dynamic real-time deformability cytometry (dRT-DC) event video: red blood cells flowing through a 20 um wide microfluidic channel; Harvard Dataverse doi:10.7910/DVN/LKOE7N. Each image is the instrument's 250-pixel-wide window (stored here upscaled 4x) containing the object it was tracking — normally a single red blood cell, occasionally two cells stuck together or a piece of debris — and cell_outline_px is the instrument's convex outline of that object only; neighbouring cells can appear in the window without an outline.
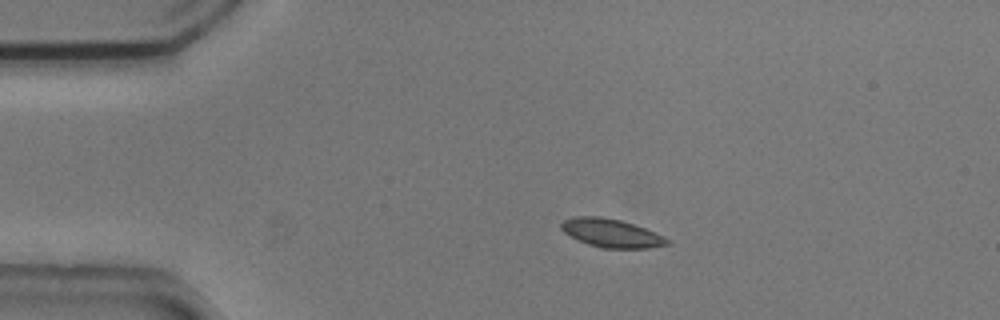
{"species": "common noctule bat (a hibernating species)", "species_latin": "Nyctalus noctula", "temperature_condition": "cold", "stored_images_in_passage": 17, "camera_frame_rate_fps": 3000, "um_per_image_px": 0.085, "animal": {"sex": "male", "body_mass_g": 20.5, "forearm_length_mm": 52.5}, "frame": {"image": 1, "passage_image": 12, "time_ms": 3.667, "image_size_px": [1000, 320], "cell_outline_px": [[668, 244], [648, 248], [600, 248], [588, 244], [564, 232], [560, 228], [560, 224], [564, 220], [572, 216], [600, 216], [620, 220], [644, 228], [664, 236], [668, 240]], "centroid_in_image_um": [51.93, 19.8], "position_along_channel_um": 33.1, "area_um2": 17.34}}